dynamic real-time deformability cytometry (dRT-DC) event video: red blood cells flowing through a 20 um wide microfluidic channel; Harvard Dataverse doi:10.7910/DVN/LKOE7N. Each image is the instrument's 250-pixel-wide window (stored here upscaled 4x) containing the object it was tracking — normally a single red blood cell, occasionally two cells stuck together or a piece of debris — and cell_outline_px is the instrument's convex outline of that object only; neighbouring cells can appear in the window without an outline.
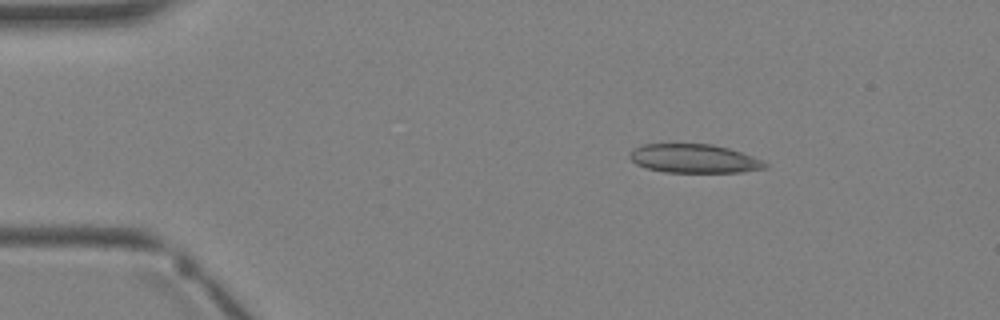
{"species": "Egyptian fruit bat (a non-hibernating species)", "species_latin": "Rousettus aegyptiacus", "temperature_condition": "warm", "stored_images_in_passage": 2, "camera_frame_rate_fps": 3000, "um_per_image_px": 0.085, "animal": {"sex": "female"}, "frame": {"image": 1, "passage_image": 1, "time_ms": 0.0, "image_size_px": [1000, 320], "cell_outline_px": [[768, 168], [740, 172], [664, 172], [648, 168], [636, 164], [628, 156], [636, 148], [644, 144], [712, 144], [728, 148], [764, 160], [768, 164]], "centroid_in_image_um": [59.04, 13.48], "position_along_channel_um": 26.0, "area_um2": 22.54}}